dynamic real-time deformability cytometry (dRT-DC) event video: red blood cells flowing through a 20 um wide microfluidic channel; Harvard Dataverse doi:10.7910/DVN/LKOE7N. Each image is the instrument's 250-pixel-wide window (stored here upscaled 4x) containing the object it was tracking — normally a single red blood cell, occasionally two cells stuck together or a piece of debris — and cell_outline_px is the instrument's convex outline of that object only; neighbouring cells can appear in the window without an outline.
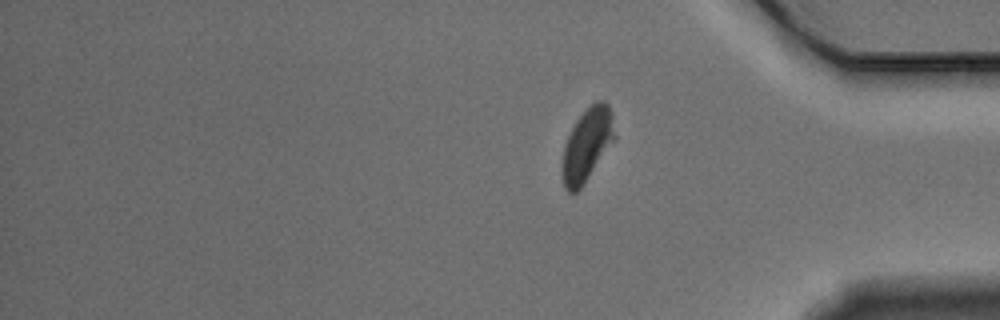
{"species": "Egyptian fruit bat (a non-hibernating species)", "species_latin": "Rousettus aegyptiacus", "temperature_condition": "warm", "stored_images_in_passage": 14, "segment_of_instrument_passage": [2, 2], "camera_frame_rate_fps": 3000, "um_per_image_px": 0.085, "animal": {"sex": "male"}, "frame": {"image": 1, "passage_image": 14, "time_ms": 4.333, "image_size_px": [1000, 320], "cell_outline_px": [[616, 136], [580, 188], [576, 192], [568, 192], [564, 188], [564, 148], [568, 136], [576, 120], [596, 100], [604, 100], [608, 104], [612, 112]], "centroid_in_image_um": [49.94, 12.23], "position_along_channel_um": 385.3, "area_um2": 21.39}}